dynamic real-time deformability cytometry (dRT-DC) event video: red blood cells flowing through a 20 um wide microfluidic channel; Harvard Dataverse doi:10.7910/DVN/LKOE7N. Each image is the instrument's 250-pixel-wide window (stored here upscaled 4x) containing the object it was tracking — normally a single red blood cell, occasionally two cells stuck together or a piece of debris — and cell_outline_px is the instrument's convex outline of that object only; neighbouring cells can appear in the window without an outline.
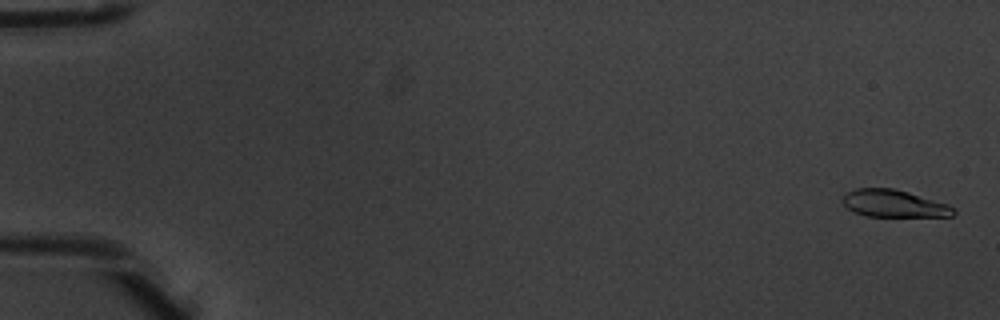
{"species": "common noctule bat (a hibernating species)", "species_latin": "Nyctalus noctula", "temperature_condition": "warm", "stored_images_in_passage": 5, "camera_frame_rate_fps": 3000, "um_per_image_px": 0.085, "animal": {"sex": "male", "body_mass_g": 20.1, "forearm_length_mm": 53.5}, "frame": {"image": 1, "passage_image": 1, "time_ms": 0.0, "image_size_px": [1000, 320], "cell_outline_px": [[956, 212], [952, 216], [868, 216], [852, 212], [840, 200], [848, 192], [856, 188], [892, 188], [908, 192], [948, 204], [956, 208]], "centroid_in_image_um": [75.98, 17.3], "position_along_channel_um": 9.0, "area_um2": 17.57}}
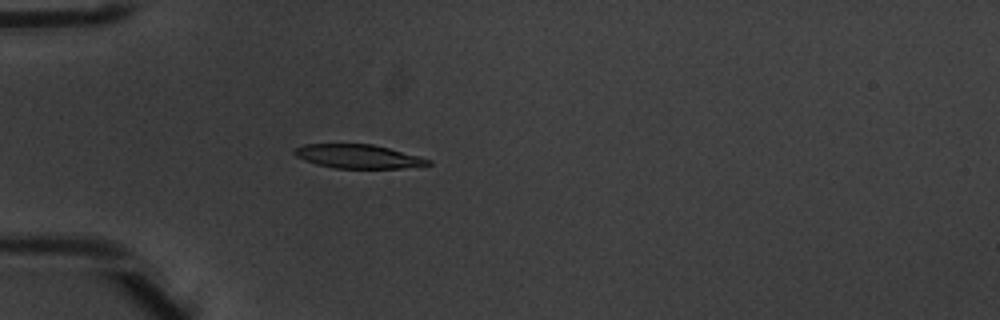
{"frame": {"image": 2, "passage_image": 5, "time_ms": 1.333, "image_size_px": [1000, 320], "cell_outline_px": [[432, 164], [400, 168], [332, 168], [316, 164], [304, 160], [296, 156], [292, 152], [296, 148], [304, 144], [372, 144], [420, 156], [432, 160]], "centroid_in_image_um": [30.43, 13.29], "position_along_channel_um": 54.6, "area_um2": 18.5}}